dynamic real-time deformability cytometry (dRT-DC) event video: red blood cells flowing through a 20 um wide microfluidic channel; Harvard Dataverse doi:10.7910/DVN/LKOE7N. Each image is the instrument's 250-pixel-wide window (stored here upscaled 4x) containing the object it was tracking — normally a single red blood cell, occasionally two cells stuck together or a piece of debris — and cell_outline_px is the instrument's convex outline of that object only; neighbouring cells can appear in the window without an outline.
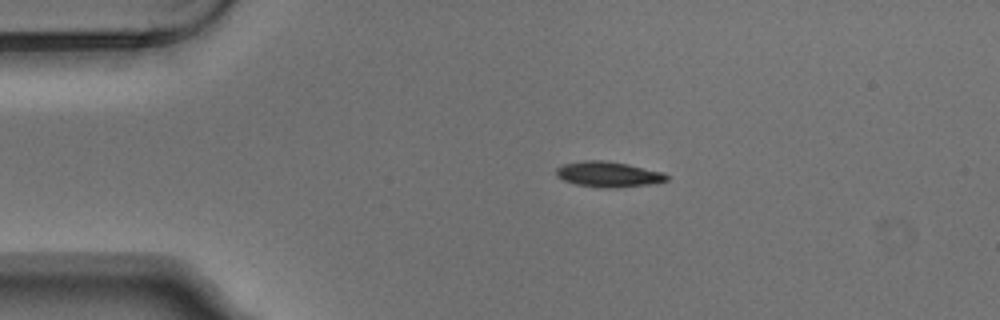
{"species": "Egyptian fruit bat (a non-hibernating species)", "species_latin": "Rousettus aegyptiacus", "temperature_condition": "warm", "stored_images_in_passage": 4, "camera_frame_rate_fps": 3000, "um_per_image_px": 0.085, "animal": {"sex": "male"}, "frame": {"image": 1, "passage_image": 2, "time_ms": 0.333, "image_size_px": [1000, 320], "cell_outline_px": [[668, 180], [652, 184], [616, 188], [604, 188], [576, 184], [564, 180], [556, 176], [556, 168], [564, 164], [584, 160], [604, 160], [628, 164], [664, 172], [668, 176]], "centroid_in_image_um": [51.73, 14.81], "position_along_channel_um": 33.3, "area_um2": 16.47}}
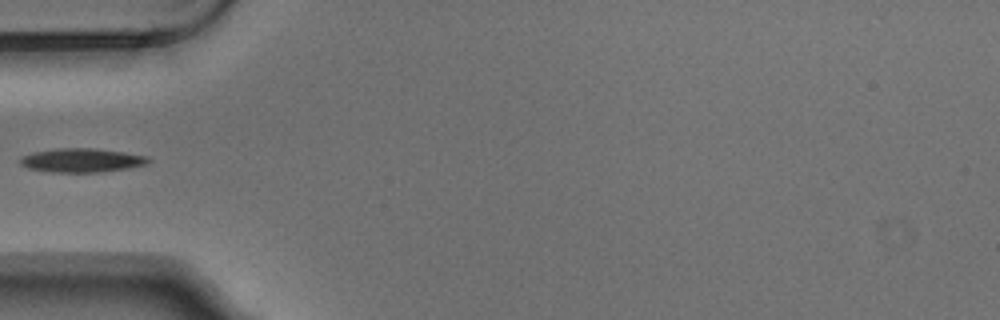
{"frame": {"image": 2, "passage_image": 4, "time_ms": 1.0, "image_size_px": [1000, 320], "cell_outline_px": [[152, 160], [148, 164], [128, 168], [100, 172], [52, 172], [28, 168], [20, 164], [20, 156], [32, 152], [56, 148], [92, 148], [124, 152], [148, 156]], "centroid_in_image_um": [6.95, 13.62], "position_along_channel_um": 78.0, "area_um2": 17.98}}